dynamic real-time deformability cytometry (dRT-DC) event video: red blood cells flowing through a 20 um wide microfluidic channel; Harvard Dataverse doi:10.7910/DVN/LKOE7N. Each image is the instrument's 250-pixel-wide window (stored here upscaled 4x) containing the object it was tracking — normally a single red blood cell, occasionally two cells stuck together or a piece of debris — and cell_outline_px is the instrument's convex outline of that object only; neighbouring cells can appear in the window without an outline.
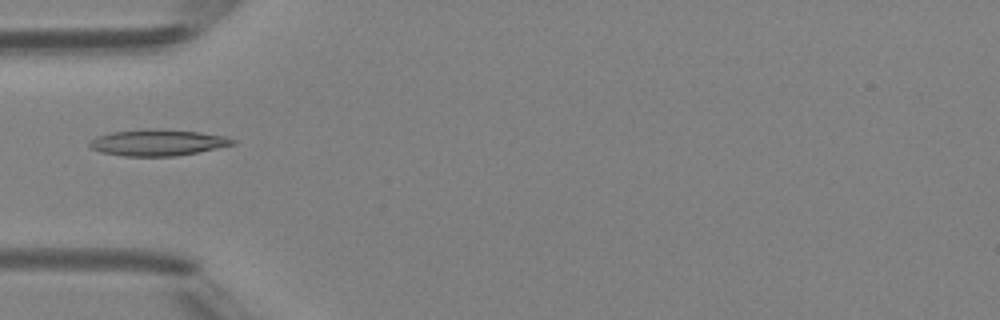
{"species": "Egyptian fruit bat (a non-hibernating species)", "species_latin": "Rousettus aegyptiacus", "temperature_condition": "room temperature", "stored_images_in_passage": 2, "camera_frame_rate_fps": 3000, "um_per_image_px": 0.085, "animal": {"sex": "female"}, "frame": {"image": 1, "passage_image": 2, "time_ms": 1.0, "image_size_px": [1000, 320], "cell_outline_px": [[236, 144], [176, 156], [124, 156], [100, 152], [92, 148], [88, 144], [96, 136], [112, 132], [152, 128], [156, 128], [200, 132], [228, 136], [236, 140]], "centroid_in_image_um": [13.43, 12.11], "position_along_channel_um": 71.6, "area_um2": 21.96}}